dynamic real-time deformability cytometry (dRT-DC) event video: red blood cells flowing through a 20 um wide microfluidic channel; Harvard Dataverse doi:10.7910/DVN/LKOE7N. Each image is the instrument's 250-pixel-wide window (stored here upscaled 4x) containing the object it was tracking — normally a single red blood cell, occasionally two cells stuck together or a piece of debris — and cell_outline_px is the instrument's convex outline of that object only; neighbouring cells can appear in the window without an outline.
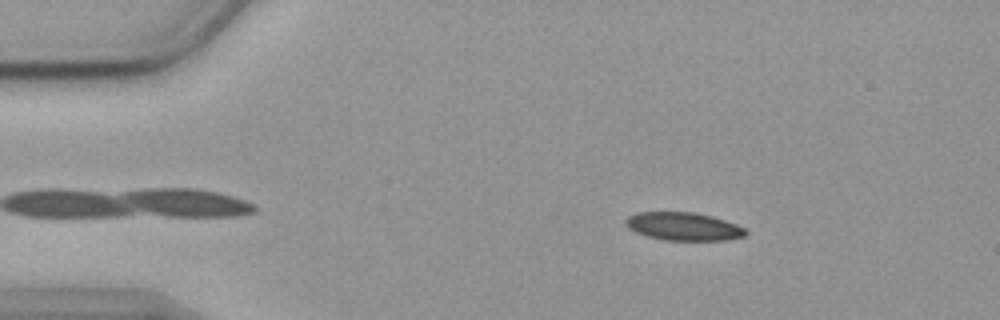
{"species": "common noctule bat (a hibernating species)", "species_latin": "Nyctalus noctula", "temperature_condition": "cold", "stored_images_in_passage": 46, "camera_frame_rate_fps": 3000, "um_per_image_px": 0.085, "animal": {"sex": "female", "body_mass_g": 19.9}, "frame": {"image": 1, "passage_image": 7, "time_ms": 2.0, "image_size_px": [1000, 320], "cell_outline_px": [[748, 232], [744, 236], [728, 240], [664, 240], [648, 236], [636, 232], [628, 228], [624, 224], [624, 220], [628, 216], [636, 212], [696, 212], [712, 216], [736, 224], [744, 228]], "centroid_in_image_um": [58.07, 19.24], "position_along_channel_um": 26.9, "area_um2": 19.71}}
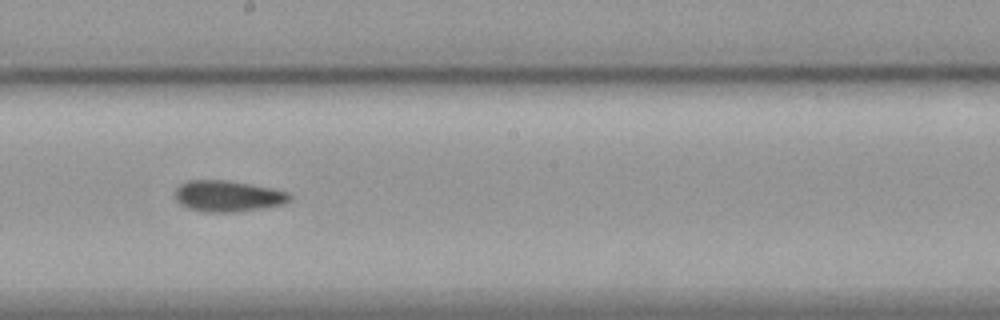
{"frame": {"image": 2, "passage_image": 29, "time_ms": 9.333, "image_size_px": [1000, 320], "cell_outline_px": [[292, 196], [284, 204], [236, 212], [204, 212], [188, 208], [180, 204], [176, 200], [176, 188], [180, 184], [188, 180], [224, 180], [272, 188], [288, 192]], "centroid_in_image_um": [19.34, 16.67], "position_along_channel_um": 228.9, "area_um2": 20.63}}
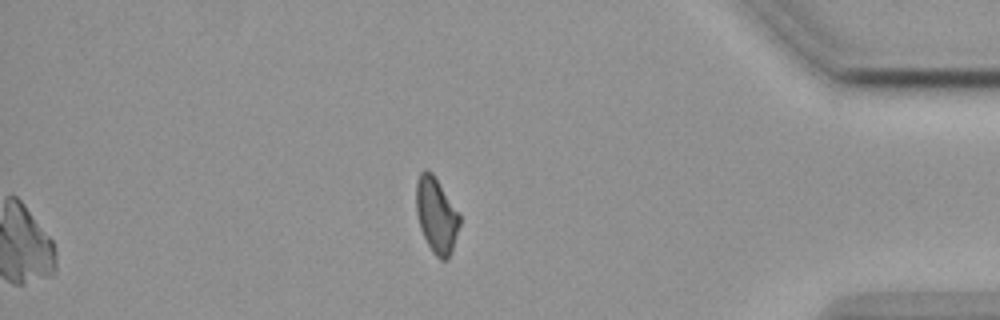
{"frame": {"image": 3, "passage_image": 46, "time_ms": 15.0, "image_size_px": [1000, 320], "cell_outline_px": [[460, 224], [448, 260], [440, 260], [432, 252], [420, 228], [416, 212], [416, 184], [420, 172], [432, 172], [460, 212]], "centroid_in_image_um": [37.1, 18.3], "position_along_channel_um": 398.1, "area_um2": 19.07}, "authors_computed_cell_mechanics": {"area_um2": 20.4323, "velocity_mm_per_s": 3.5836, "shape_relaxation_time_tau1_ms": null, "shape_relaxation_time_tau2_ms": 8.6431, "deformation_change_tau1": null, "deformation_change_tau2": 0.1704}}